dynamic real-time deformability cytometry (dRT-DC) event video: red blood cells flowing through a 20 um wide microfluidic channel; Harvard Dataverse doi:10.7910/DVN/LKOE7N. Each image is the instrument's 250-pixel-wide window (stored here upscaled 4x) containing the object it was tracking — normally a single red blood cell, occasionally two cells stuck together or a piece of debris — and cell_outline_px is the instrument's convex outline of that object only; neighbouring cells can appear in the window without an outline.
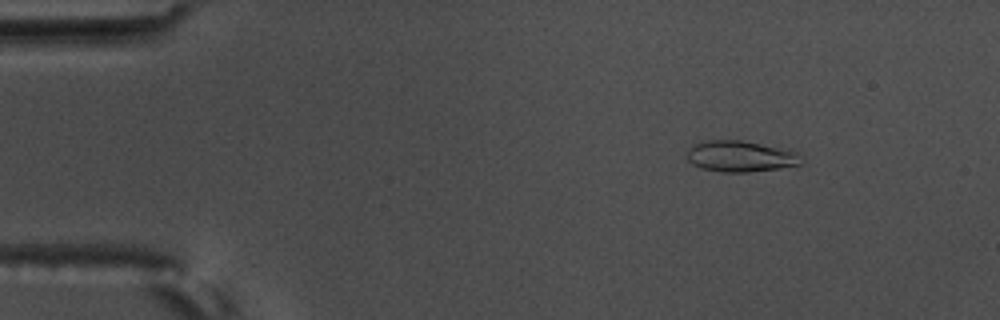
{"species": "common noctule bat (a hibernating species)", "species_latin": "Nyctalus noctula", "temperature_condition": "warm", "stored_images_in_passage": 58, "camera_frame_rate_fps": 3000, "um_per_image_px": 0.085, "animal": {"sex": "male", "body_mass_g": 17.5, "forearm_length_mm": 52.3}, "frame": {"image": 1, "passage_image": 8, "time_ms": 2.333, "image_size_px": [1000, 320], "cell_outline_px": [[800, 164], [776, 168], [748, 172], [720, 172], [700, 168], [692, 164], [688, 160], [688, 148], [692, 144], [700, 140], [740, 140], [760, 144], [796, 152]], "centroid_in_image_um": [62.8, 13.28], "position_along_channel_um": 22.2, "area_um2": 20.35}}
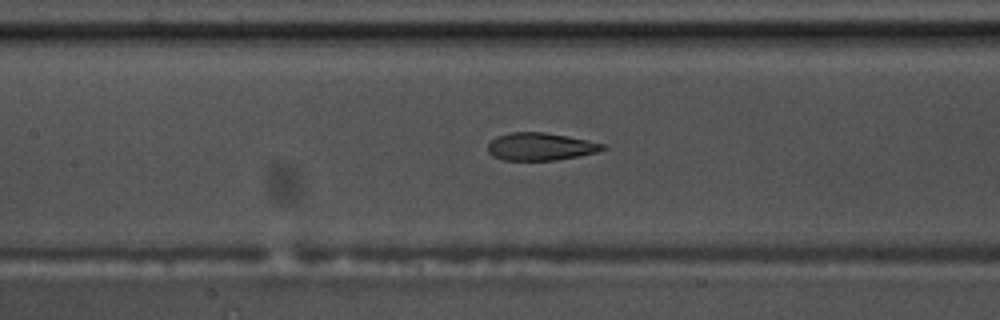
{"frame": {"image": 2, "passage_image": 27, "time_ms": 8.667, "image_size_px": [1000, 320], "cell_outline_px": [[608, 148], [596, 152], [556, 160], [504, 160], [492, 156], [488, 152], [488, 144], [496, 136], [512, 132], [544, 132], [568, 136], [608, 144]], "centroid_in_image_um": [45.96, 12.45], "position_along_channel_um": 161.4, "area_um2": 18.55}}
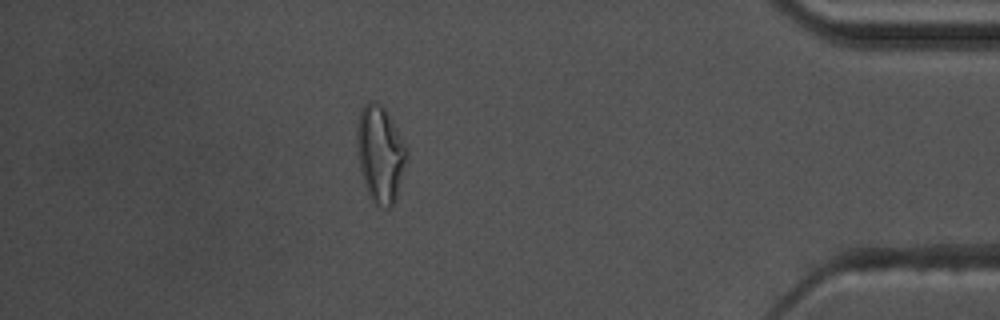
{"frame": {"image": 3, "passage_image": 51, "time_ms": 16.667, "image_size_px": [1000, 320], "cell_outline_px": [[408, 160], [396, 200], [392, 208], [384, 208], [376, 204], [372, 200], [364, 184], [360, 172], [356, 148], [356, 128], [360, 108], [368, 100], [376, 100], [384, 108], [392, 120], [408, 148]], "centroid_in_image_um": [32.32, 13.08], "position_along_channel_um": 402.9, "area_um2": 28.84}, "authors_computed_cell_mechanics": {"area_um2": 20.0566, "velocity_mm_per_s": 3.5533, "shape_relaxation_time_tau1_ms": null, "shape_relaxation_time_tau2_ms": 1.2827, "deformation_change_tau1": null, "deformation_change_tau2": 0.0814}}